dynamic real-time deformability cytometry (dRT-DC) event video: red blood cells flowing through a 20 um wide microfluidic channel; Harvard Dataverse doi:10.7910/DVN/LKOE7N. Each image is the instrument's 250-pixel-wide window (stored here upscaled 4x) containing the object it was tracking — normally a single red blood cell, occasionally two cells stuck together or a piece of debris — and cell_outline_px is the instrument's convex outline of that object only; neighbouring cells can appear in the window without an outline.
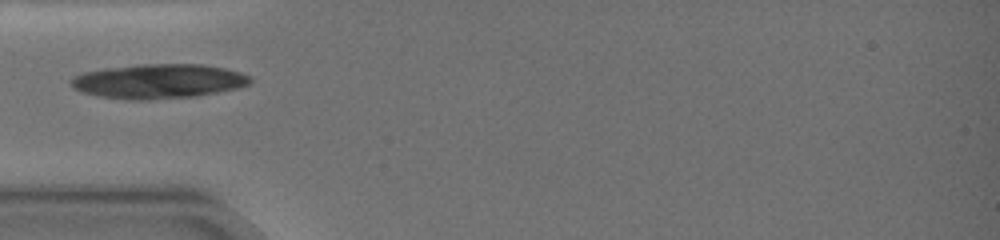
{"species": "common noctule bat (a hibernating species)", "species_latin": "Nyctalus noctula", "temperature_condition": "warm", "stored_images_in_passage": 21, "camera_frame_rate_fps": 3000, "um_per_image_px": 0.085, "animal": {"sex": "female", "body_mass_g": 19.0, "forearm_length_mm": 51.5}, "frame": {"image": 1, "passage_image": 1, "time_ms": 0.0, "image_size_px": [1000, 240], "cell_outline_px": [[252, 80], [248, 84], [236, 88], [196, 96], [148, 100], [128, 100], [100, 96], [80, 92], [72, 88], [72, 76], [84, 72], [104, 68], [140, 64], [204, 64], [224, 68], [240, 72], [252, 76]], "centroid_in_image_um": [13.45, 6.9], "position_along_channel_um": 71.5, "area_um2": 36.13}}